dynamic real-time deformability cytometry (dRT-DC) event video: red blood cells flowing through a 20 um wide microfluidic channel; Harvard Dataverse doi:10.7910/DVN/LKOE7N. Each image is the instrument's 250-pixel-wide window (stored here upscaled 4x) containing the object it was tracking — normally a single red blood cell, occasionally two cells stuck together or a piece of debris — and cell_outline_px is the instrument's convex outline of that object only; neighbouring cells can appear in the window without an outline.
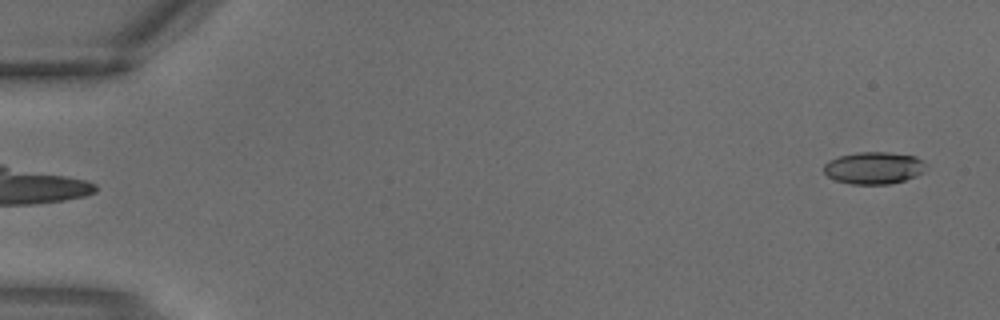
{"species": "common noctule bat (a hibernating species)", "species_latin": "Nyctalus noctula", "temperature_condition": "warm", "stored_images_in_passage": 3, "camera_frame_rate_fps": 3000, "um_per_image_px": 0.085, "animal": {"sex": "male", "body_mass_g": 18.8}, "frame": {"image": 1, "passage_image": 3, "time_ms": 0.667, "image_size_px": [1000, 320], "cell_outline_px": [[928, 164], [924, 172], [916, 176], [904, 180], [888, 184], [852, 184], [836, 180], [828, 176], [824, 172], [824, 164], [828, 160], [840, 156], [860, 152], [888, 152], [916, 156], [924, 160]], "centroid_in_image_um": [74.32, 14.27], "position_along_channel_um": 10.7, "area_um2": 19.25}}